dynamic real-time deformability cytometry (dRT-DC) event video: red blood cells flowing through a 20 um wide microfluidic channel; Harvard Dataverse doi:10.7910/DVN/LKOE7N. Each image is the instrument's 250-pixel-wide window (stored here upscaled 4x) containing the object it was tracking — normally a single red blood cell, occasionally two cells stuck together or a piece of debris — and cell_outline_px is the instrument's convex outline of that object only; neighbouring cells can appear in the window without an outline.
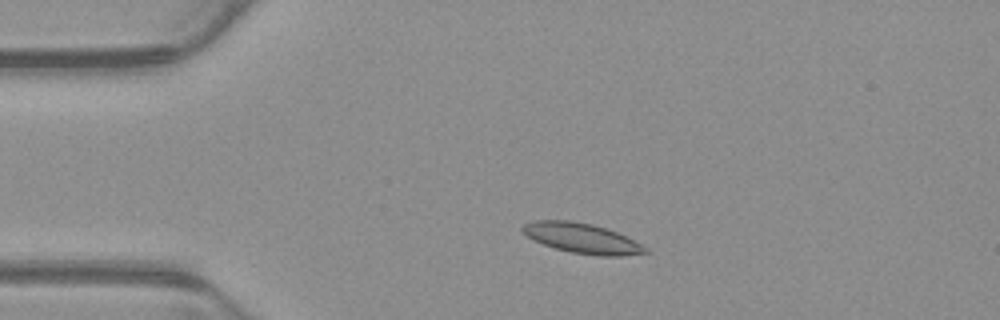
{"species": "common noctule bat (a hibernating species)", "species_latin": "Nyctalus noctula", "temperature_condition": "warm", "stored_images_in_passage": 50, "camera_frame_rate_fps": 3000, "um_per_image_px": 0.085, "animal": {"sex": "male", "body_mass_g": 23.1, "forearm_length_mm": 52.7}, "frame": {"image": 1, "passage_image": 8, "time_ms": 2.333, "image_size_px": [1000, 320], "cell_outline_px": [[652, 252], [624, 256], [600, 256], [572, 252], [556, 248], [544, 244], [528, 236], [520, 228], [524, 224], [536, 220], [568, 220], [592, 224], [616, 232], [648, 248]], "centroid_in_image_um": [49.5, 20.25], "position_along_channel_um": 35.5, "area_um2": 21.15}}
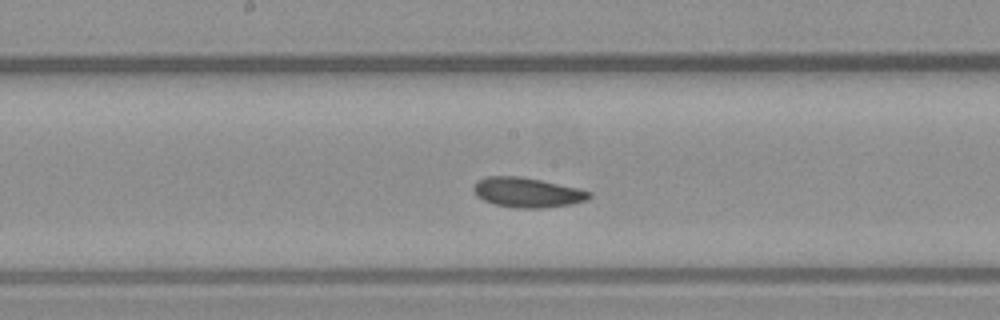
{"frame": {"image": 2, "passage_image": 24, "time_ms": 7.667, "image_size_px": [1000, 320], "cell_outline_px": [[592, 196], [588, 200], [572, 204], [544, 208], [512, 208], [492, 204], [476, 196], [472, 188], [476, 180], [488, 176], [520, 176], [580, 188], [592, 192]], "centroid_in_image_um": [44.82, 16.36], "position_along_channel_um": 203.4, "area_um2": 20.46}}
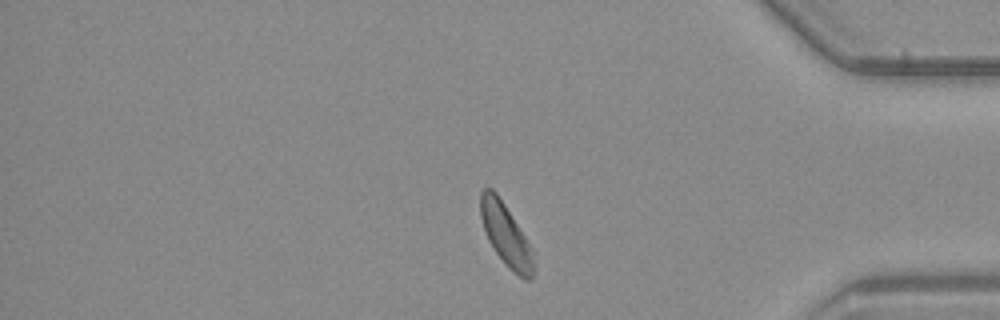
{"frame": {"image": 3, "passage_image": 41, "time_ms": 13.333, "image_size_px": [1000, 320], "cell_outline_px": [[536, 268], [532, 276], [528, 280], [524, 280], [508, 268], [496, 252], [488, 240], [480, 216], [480, 192], [484, 188], [492, 188], [496, 192], [536, 252]], "centroid_in_image_um": [43.06, 20.01], "position_along_channel_um": 392.1, "area_um2": 19.59}, "authors_computed_cell_mechanics": {"area_um2": 19.9699, "velocity_mm_per_s": 3.8416, "shape_relaxation_time_tau1_ms": null, "shape_relaxation_time_tau2_ms": 8.0926, "deformation_change_tau1": null, "deformation_change_tau2": 0.1491}}